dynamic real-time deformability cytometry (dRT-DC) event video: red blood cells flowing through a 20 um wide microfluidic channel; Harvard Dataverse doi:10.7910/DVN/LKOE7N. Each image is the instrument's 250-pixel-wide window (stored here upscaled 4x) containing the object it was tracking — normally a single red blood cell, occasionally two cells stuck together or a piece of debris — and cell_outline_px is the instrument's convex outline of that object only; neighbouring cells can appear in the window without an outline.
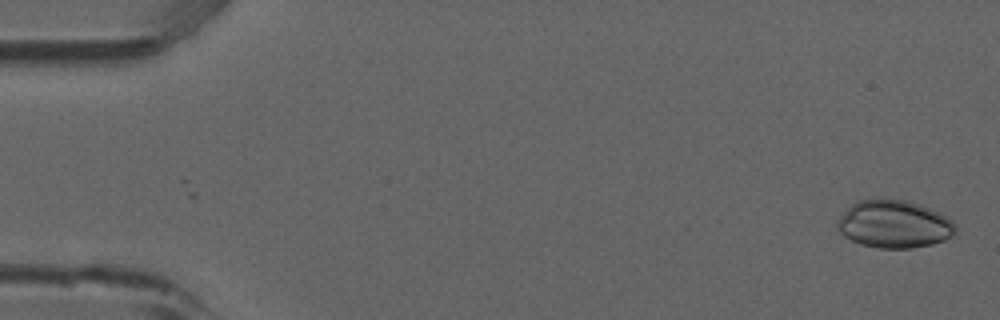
{"species": "common noctule bat (a hibernating species)", "species_latin": "Nyctalus noctula", "temperature_condition": "room temperature", "stored_images_in_passage": 51, "camera_frame_rate_fps": 3000, "um_per_image_px": 0.085, "animal": {"sex": "male", "forearm_length_mm": 52.5}, "frame": {"image": 1, "passage_image": 2, "time_ms": 0.333, "image_size_px": [1000, 320], "cell_outline_px": [[956, 232], [952, 236], [944, 240], [932, 244], [912, 248], [876, 248], [860, 244], [844, 236], [836, 228], [836, 224], [840, 216], [852, 204], [860, 200], [872, 196], [880, 196], [908, 200], [920, 204], [940, 212], [952, 220], [956, 224]], "centroid_in_image_um": [76.0, 19.01], "position_along_channel_um": 9.0, "area_um2": 33.64}}
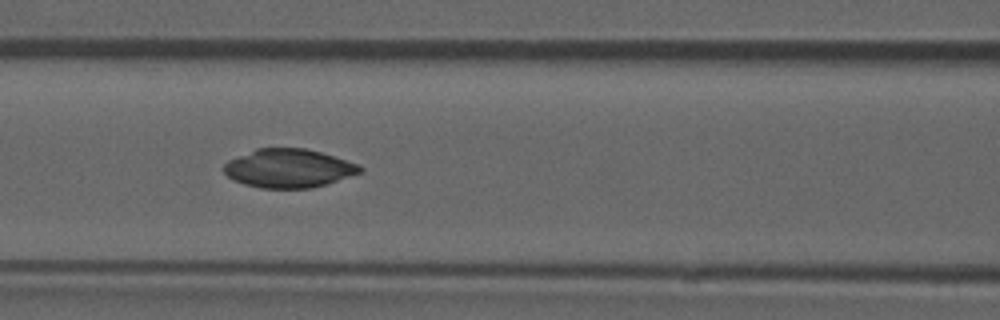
{"frame": {"image": 2, "passage_image": 23, "time_ms": 7.333, "image_size_px": [1000, 320], "cell_outline_px": [[364, 168], [360, 172], [312, 188], [260, 188], [244, 184], [232, 180], [224, 172], [224, 164], [228, 160], [256, 148], [304, 148], [320, 152], [356, 164]], "centroid_in_image_um": [24.46, 14.3], "position_along_channel_um": 142.1, "area_um2": 30.23}}
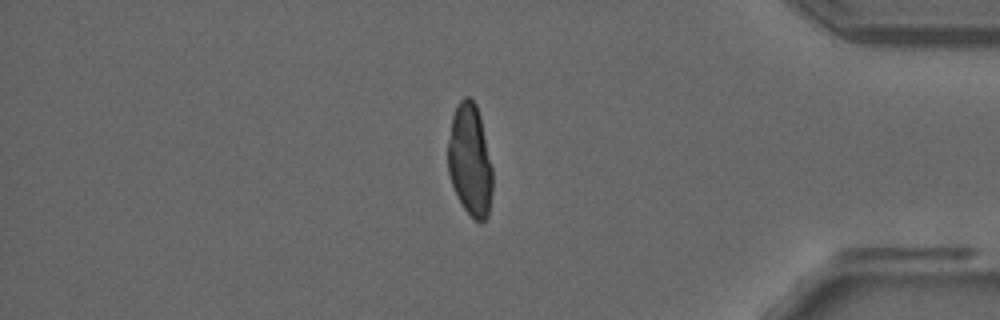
{"frame": {"image": 3, "passage_image": 45, "time_ms": 14.667, "image_size_px": [1000, 320], "cell_outline_px": [[492, 192], [488, 216], [480, 224], [464, 208], [452, 184], [448, 172], [448, 140], [452, 116], [456, 104], [464, 96], [468, 96], [476, 104], [480, 116], [492, 168]], "centroid_in_image_um": [39.95, 13.6], "position_along_channel_um": 395.3, "area_um2": 29.02}}